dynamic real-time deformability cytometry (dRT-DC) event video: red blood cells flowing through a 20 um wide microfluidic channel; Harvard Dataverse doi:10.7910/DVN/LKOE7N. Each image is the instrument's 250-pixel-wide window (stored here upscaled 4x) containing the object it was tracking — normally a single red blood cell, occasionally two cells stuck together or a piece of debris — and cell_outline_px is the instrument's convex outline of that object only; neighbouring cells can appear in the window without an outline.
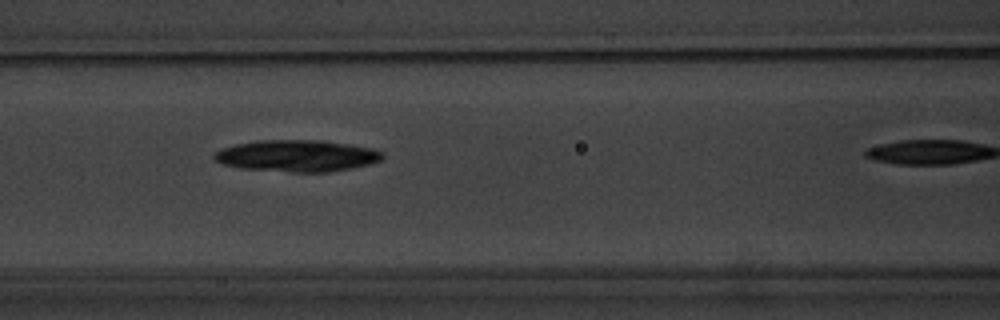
{"species": "common noctule bat (a hibernating species)", "species_latin": "Nyctalus noctula", "temperature_condition": "warm", "stored_images_in_passage": 6, "camera_frame_rate_fps": 3000, "um_per_image_px": 0.085, "animal": {"sex": "male", "body_mass_g": 20.1, "forearm_length_mm": 53.5}, "frame": {"image": 1, "passage_image": 4, "time_ms": 6.667, "image_size_px": [1000, 320], "cell_outline_px": [[384, 156], [380, 160], [368, 164], [352, 168], [328, 172], [292, 172], [240, 168], [224, 164], [212, 160], [212, 156], [220, 148], [236, 144], [256, 140], [320, 140], [348, 144], [372, 148], [384, 152]], "centroid_in_image_um": [25.21, 13.24], "position_along_channel_um": 141.4, "area_um2": 31.15}}